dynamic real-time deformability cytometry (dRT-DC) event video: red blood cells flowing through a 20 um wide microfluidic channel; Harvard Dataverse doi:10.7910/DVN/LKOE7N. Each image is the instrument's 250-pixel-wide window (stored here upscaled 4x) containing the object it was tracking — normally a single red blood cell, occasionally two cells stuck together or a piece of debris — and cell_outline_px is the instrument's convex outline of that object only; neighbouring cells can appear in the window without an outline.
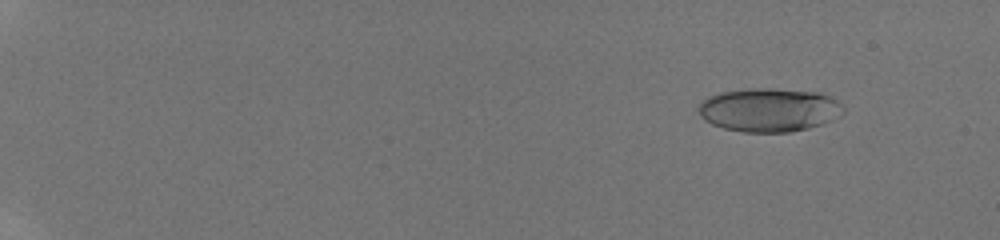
{"species": "human", "species_latin": "Homo sapiens", "temperature_condition": "room temperature", "stored_images_in_passage": 26, "camera_frame_rate_fps": 3000, "um_per_image_px": 0.085, "donor": {"sex": "male"}, "frame": {"image": 1, "passage_image": 5, "time_ms": 2.0, "image_size_px": [1000, 240], "cell_outline_px": [[844, 112], [832, 120], [824, 124], [808, 128], [788, 132], [744, 132], [724, 128], [712, 124], [704, 120], [700, 116], [700, 104], [708, 96], [720, 92], [752, 88], [768, 88], [816, 92], [828, 96], [836, 100], [844, 108]], "centroid_in_image_um": [65.38, 9.34], "position_along_channel_um": 19.6, "area_um2": 36.65}}
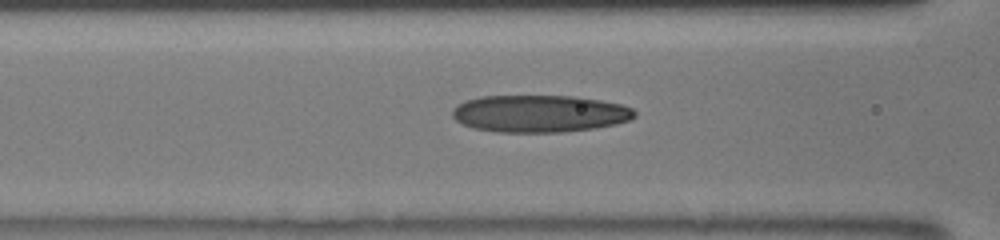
{"frame": {"image": 2, "passage_image": 18, "time_ms": 8.667, "image_size_px": [1000, 240], "cell_outline_px": [[636, 116], [628, 120], [616, 124], [596, 128], [564, 132], [496, 132], [472, 128], [456, 120], [452, 116], [452, 108], [456, 104], [480, 96], [572, 96], [600, 100], [620, 104], [632, 108], [636, 112]], "centroid_in_image_um": [45.85, 9.66], "position_along_channel_um": 120.8, "area_um2": 39.65}}
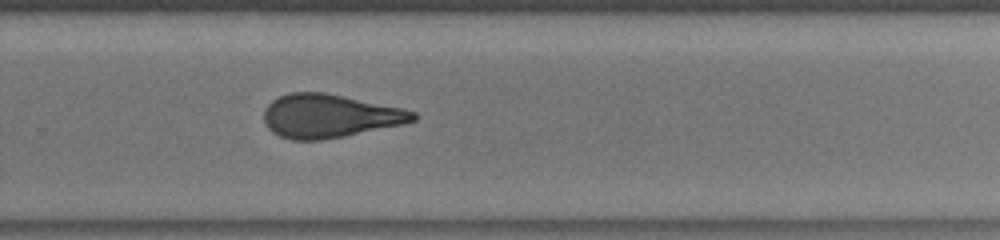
{"frame": {"image": 3, "passage_image": 26, "time_ms": 13.0, "image_size_px": [1000, 240], "cell_outline_px": [[416, 120], [404, 124], [344, 136], [320, 140], [292, 140], [280, 136], [272, 132], [264, 124], [264, 108], [272, 100], [288, 92], [324, 92], [404, 108], [416, 112]], "centroid_in_image_um": [28.0, 9.85], "position_along_channel_um": 301.8, "area_um2": 37.92}}